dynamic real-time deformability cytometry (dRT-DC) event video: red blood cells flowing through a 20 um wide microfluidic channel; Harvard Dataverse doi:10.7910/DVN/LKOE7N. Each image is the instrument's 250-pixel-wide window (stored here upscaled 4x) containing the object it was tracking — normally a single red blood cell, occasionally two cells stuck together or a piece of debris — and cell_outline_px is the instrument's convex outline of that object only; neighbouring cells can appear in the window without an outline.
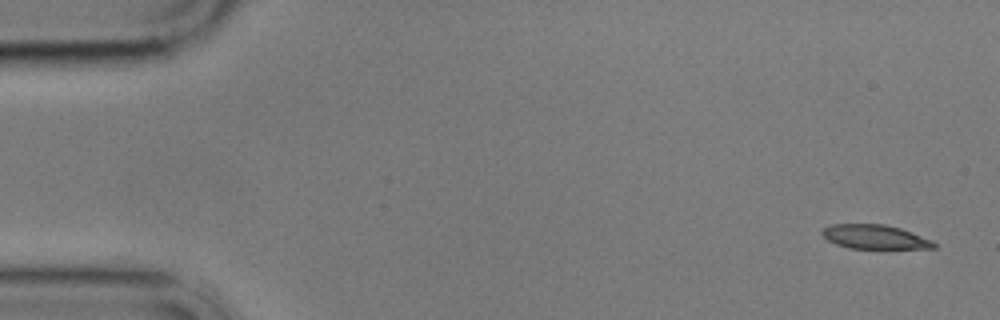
{"species": "common noctule bat (a hibernating species)", "species_latin": "Nyctalus noctula", "temperature_condition": "cold", "stored_images_in_passage": 4, "camera_frame_rate_fps": 3000, "um_per_image_px": 0.085, "animal": {"sex": "male", "body_mass_g": 17.9}, "frame": {"image": 1, "passage_image": 1, "time_ms": 0.0, "image_size_px": [1000, 320], "cell_outline_px": [[936, 248], [848, 248], [836, 244], [828, 240], [820, 232], [824, 228], [832, 224], [884, 224], [900, 228], [932, 240], [936, 244]], "centroid_in_image_um": [74.34, 20.13], "position_along_channel_um": 10.7, "area_um2": 15.55}}